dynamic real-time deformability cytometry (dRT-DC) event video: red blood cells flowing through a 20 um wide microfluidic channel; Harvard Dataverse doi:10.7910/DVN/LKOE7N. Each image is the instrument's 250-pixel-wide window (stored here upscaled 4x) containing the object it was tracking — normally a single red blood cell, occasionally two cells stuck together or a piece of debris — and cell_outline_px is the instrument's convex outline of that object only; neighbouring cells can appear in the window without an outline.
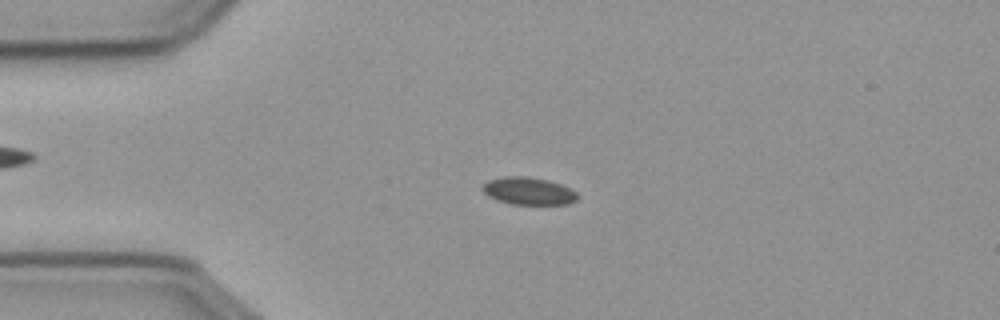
{"species": "common noctule bat (a hibernating species)", "species_latin": "Nyctalus noctula", "temperature_condition": "cold", "stored_images_in_passage": 51, "camera_frame_rate_fps": 3000, "um_per_image_px": 0.085, "animal": {"sex": "male", "body_mass_g": 23.1, "forearm_length_mm": 52.7}, "frame": {"image": 1, "passage_image": 8, "time_ms": 2.333, "image_size_px": [1000, 320], "cell_outline_px": [[576, 200], [568, 204], [508, 204], [496, 200], [488, 196], [480, 188], [488, 180], [504, 176], [524, 176], [548, 180], [560, 184], [576, 192]], "centroid_in_image_um": [44.86, 16.24], "position_along_channel_um": 40.1, "area_um2": 15.14}}
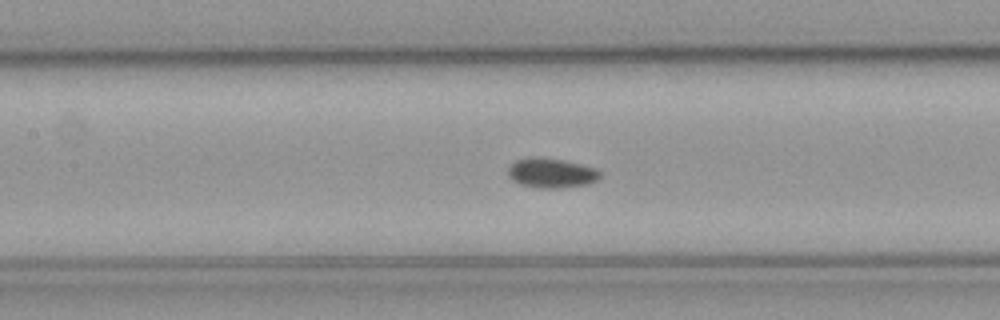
{"frame": {"image": 2, "passage_image": 20, "time_ms": 6.333, "image_size_px": [1000, 320], "cell_outline_px": [[600, 176], [596, 180], [588, 184], [556, 188], [536, 188], [520, 184], [512, 180], [508, 176], [508, 168], [516, 160], [532, 156], [564, 160], [596, 168], [600, 172]], "centroid_in_image_um": [46.84, 14.7], "position_along_channel_um": 160.6, "area_um2": 15.9}}
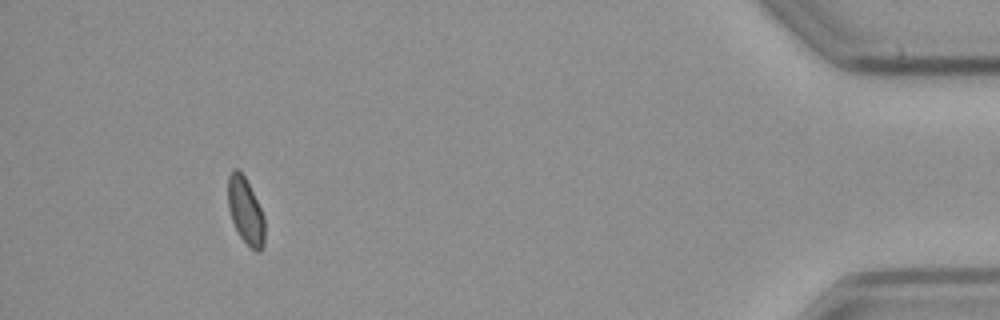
{"frame": {"image": 3, "passage_image": 47, "time_ms": 15.333, "image_size_px": [1000, 320], "cell_outline_px": [[264, 244], [260, 252], [256, 252], [240, 236], [232, 220], [228, 208], [228, 176], [232, 168], [236, 168], [244, 176], [264, 216]], "centroid_in_image_um": [20.86, 17.93], "position_along_channel_um": 414.3, "area_um2": 13.93}, "authors_computed_cell_mechanics": {"area_um2": 15.2592, "velocity_mm_per_s": 3.6175, "shape_relaxation_time_tau1_ms": null, "shape_relaxation_time_tau2_ms": 3.3074, "deformation_change_tau1": null, "deformation_change_tau2": 0.0578}}